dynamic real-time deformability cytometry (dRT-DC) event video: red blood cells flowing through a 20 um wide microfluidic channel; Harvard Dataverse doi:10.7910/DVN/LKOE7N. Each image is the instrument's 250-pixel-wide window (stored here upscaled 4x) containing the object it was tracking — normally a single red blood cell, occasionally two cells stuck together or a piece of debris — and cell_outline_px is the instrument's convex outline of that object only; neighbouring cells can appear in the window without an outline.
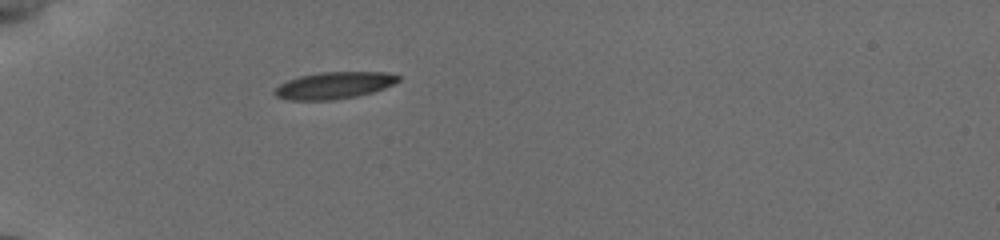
{"species": "common noctule bat (a hibernating species)", "species_latin": "Nyctalus noctula", "temperature_condition": "cold", "stored_images_in_passage": 51, "camera_frame_rate_fps": 3000, "um_per_image_px": 0.085, "animal": {"sex": "female", "body_mass_g": 19.5, "forearm_length_mm": 54.1}, "frame": {"image": 1, "passage_image": 1, "time_ms": 0.0, "image_size_px": [1000, 240], "cell_outline_px": [[400, 80], [384, 88], [372, 92], [356, 96], [332, 100], [288, 100], [276, 96], [272, 92], [280, 84], [288, 80], [300, 76], [320, 72], [384, 72], [400, 76]], "centroid_in_image_um": [28.37, 7.26], "position_along_channel_um": 56.6, "area_um2": 19.25}}
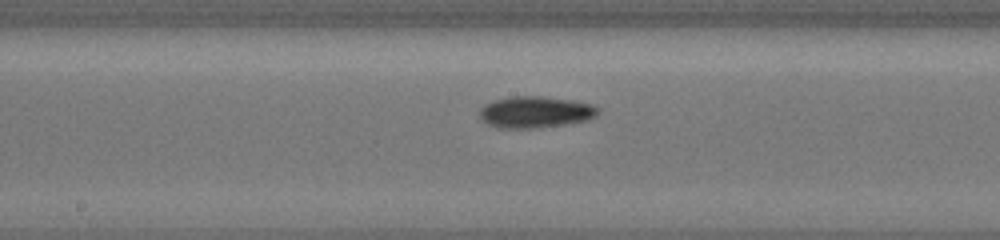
{"frame": {"image": 2, "passage_image": 31, "time_ms": 4.333, "image_size_px": [1000, 240], "cell_outline_px": [[600, 112], [596, 116], [588, 120], [564, 124], [532, 128], [500, 128], [488, 124], [480, 120], [480, 108], [484, 104], [492, 100], [512, 96], [540, 96], [572, 100], [592, 104], [600, 108]], "centroid_in_image_um": [45.5, 9.52], "position_along_channel_um": 202.7, "area_um2": 21.91}}
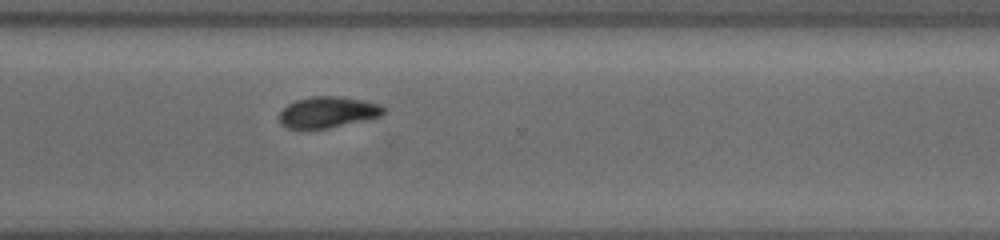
{"frame": {"image": 3, "passage_image": 50, "time_ms": 8.0, "image_size_px": [1000, 240], "cell_outline_px": [[384, 112], [380, 116], [368, 120], [328, 128], [288, 128], [280, 124], [280, 112], [288, 104], [296, 100], [312, 96], [336, 96], [364, 100], [380, 104], [384, 108]], "centroid_in_image_um": [27.88, 9.53], "position_along_channel_um": 342.7, "area_um2": 18.84}}